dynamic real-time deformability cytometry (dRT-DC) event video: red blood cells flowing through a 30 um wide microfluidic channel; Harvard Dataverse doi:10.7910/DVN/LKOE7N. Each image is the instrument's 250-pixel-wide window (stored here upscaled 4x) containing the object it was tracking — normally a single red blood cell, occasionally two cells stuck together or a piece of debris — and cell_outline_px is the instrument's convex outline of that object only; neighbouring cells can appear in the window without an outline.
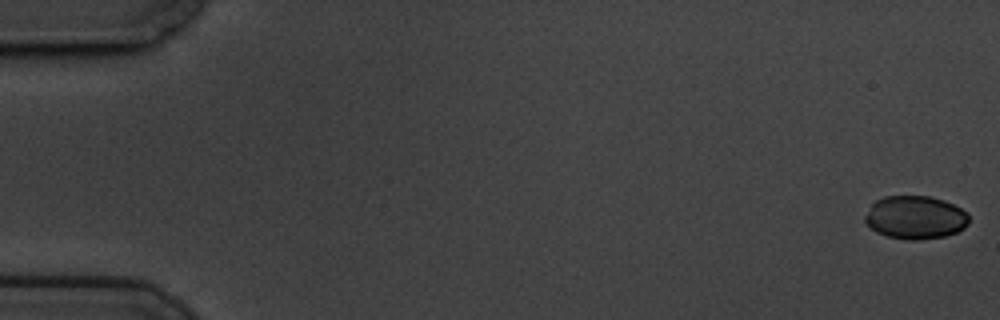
{"species": "common noctule bat (a hibernating species)", "species_latin": "Nyctalus noctula", "temperature_condition": "cold", "stored_images_in_passage": 59, "camera_frame_rate_fps": 3000, "um_per_image_px": 0.085, "animal": {"sex": "male", "body_mass_g": 19.5, "forearm_length_mm": 54.6}, "frame": {"image": 1, "passage_image": 1, "time_ms": 0.0, "image_size_px": [1000, 320], "cell_outline_px": [[968, 224], [964, 228], [956, 232], [944, 236], [916, 240], [908, 240], [888, 236], [876, 232], [864, 220], [864, 216], [872, 204], [876, 200], [884, 196], [928, 196], [944, 200], [968, 212]], "centroid_in_image_um": [77.8, 18.48], "position_along_channel_um": 7.2, "area_um2": 26.07}}
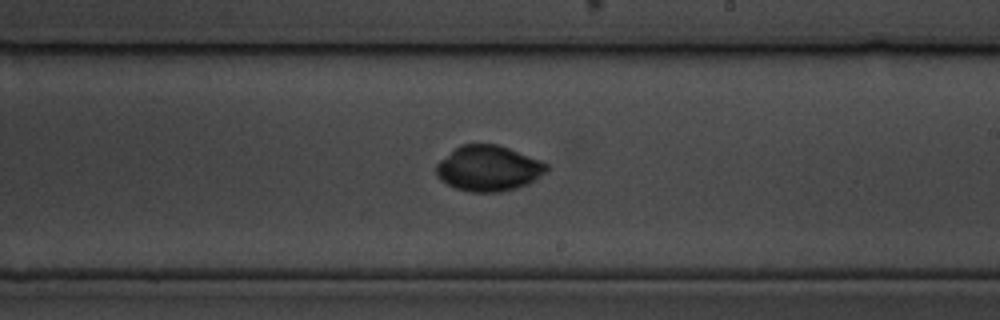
{"frame": {"image": 2, "passage_image": 35, "time_ms": 11.333, "image_size_px": [1000, 320], "cell_outline_px": [[548, 168], [544, 172], [528, 184], [516, 188], [500, 192], [468, 192], [456, 188], [440, 180], [436, 176], [436, 164], [440, 160], [460, 144], [496, 144], [508, 148], [540, 160], [548, 164]], "centroid_in_image_um": [41.48, 14.31], "position_along_channel_um": 247.5, "area_um2": 29.13}}
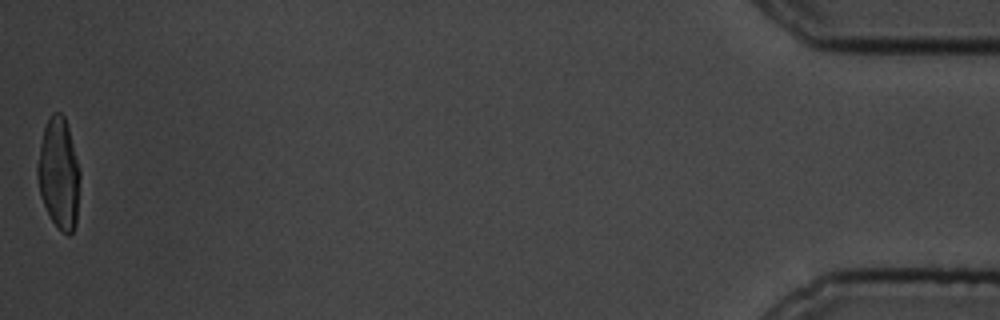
{"frame": {"image": 3, "passage_image": 59, "time_ms": 19.333, "image_size_px": [1000, 320], "cell_outline_px": [[80, 176], [76, 224], [72, 232], [68, 236], [60, 232], [52, 220], [40, 196], [36, 176], [36, 164], [40, 144], [44, 128], [52, 112], [60, 112], [64, 116], [68, 128], [80, 172]], "centroid_in_image_um": [4.98, 14.78], "position_along_channel_um": 430.2, "area_um2": 27.51}, "authors_computed_cell_mechanics": {"area_um2": 28.0908, "velocity_mm_per_s": 3.4304, "shape_relaxation_time_tau1_ms": 4.631, "shape_relaxation_time_tau2_ms": null, "deformation_change_tau1": 0.152, "deformation_change_tau2": null}}